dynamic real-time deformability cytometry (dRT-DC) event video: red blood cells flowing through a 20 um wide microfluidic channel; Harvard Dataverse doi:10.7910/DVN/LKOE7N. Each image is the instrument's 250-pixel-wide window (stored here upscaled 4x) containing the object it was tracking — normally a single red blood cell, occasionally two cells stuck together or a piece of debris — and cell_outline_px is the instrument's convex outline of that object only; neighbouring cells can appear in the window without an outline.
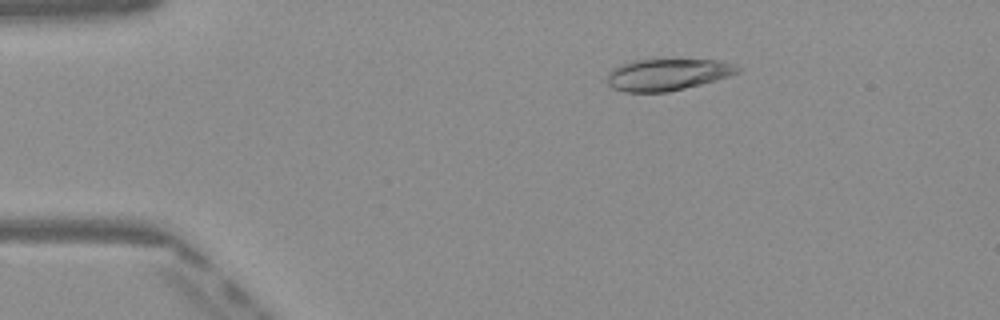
{"species": "Egyptian fruit bat (a non-hibernating species)", "species_latin": "Rousettus aegyptiacus", "temperature_condition": "warm", "stored_images_in_passage": 50, "camera_frame_rate_fps": 3000, "um_per_image_px": 0.085, "frame": {"image": 1, "passage_image": 9, "time_ms": 2.667, "image_size_px": [1000, 320], "cell_outline_px": [[744, 68], [740, 72], [716, 80], [668, 92], [624, 92], [612, 88], [608, 84], [608, 72], [612, 68], [620, 64], [632, 60], [720, 60], [736, 64]], "centroid_in_image_um": [56.75, 6.33], "position_along_channel_um": 28.3, "area_um2": 24.22}}
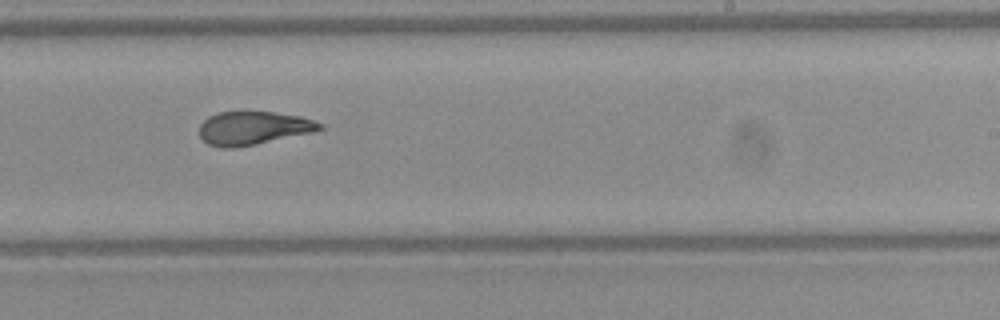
{"frame": {"image": 2, "passage_image": 31, "time_ms": 10.0, "image_size_px": [1000, 320], "cell_outline_px": [[324, 128], [316, 132], [256, 144], [232, 148], [224, 148], [208, 144], [200, 136], [200, 124], [208, 116], [216, 112], [272, 112], [300, 116], [324, 124]], "centroid_in_image_um": [21.55, 10.89], "position_along_channel_um": 267.4, "area_um2": 23.47}}
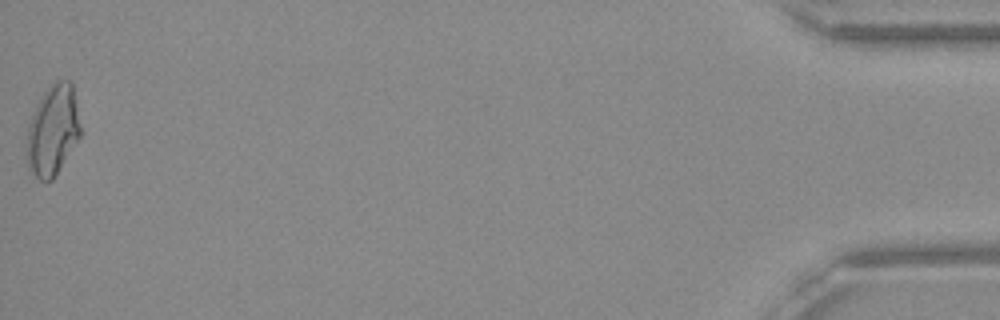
{"frame": {"image": 3, "passage_image": 50, "time_ms": 16.333, "image_size_px": [1000, 320], "cell_outline_px": [[80, 136], [52, 180], [40, 180], [28, 168], [28, 124], [32, 112], [36, 104], [44, 92], [56, 80], [72, 80], [80, 124]], "centroid_in_image_um": [4.49, 11.03], "position_along_channel_um": 430.7, "area_um2": 27.86}, "authors_computed_cell_mechanics": {"area_um2": 24.4783, "velocity_mm_per_s": 4.0878, "shape_relaxation_time_tau1_ms": null, "shape_relaxation_time_tau2_ms": 1.8148, "deformation_change_tau1": null, "deformation_change_tau2": 0.0918}}